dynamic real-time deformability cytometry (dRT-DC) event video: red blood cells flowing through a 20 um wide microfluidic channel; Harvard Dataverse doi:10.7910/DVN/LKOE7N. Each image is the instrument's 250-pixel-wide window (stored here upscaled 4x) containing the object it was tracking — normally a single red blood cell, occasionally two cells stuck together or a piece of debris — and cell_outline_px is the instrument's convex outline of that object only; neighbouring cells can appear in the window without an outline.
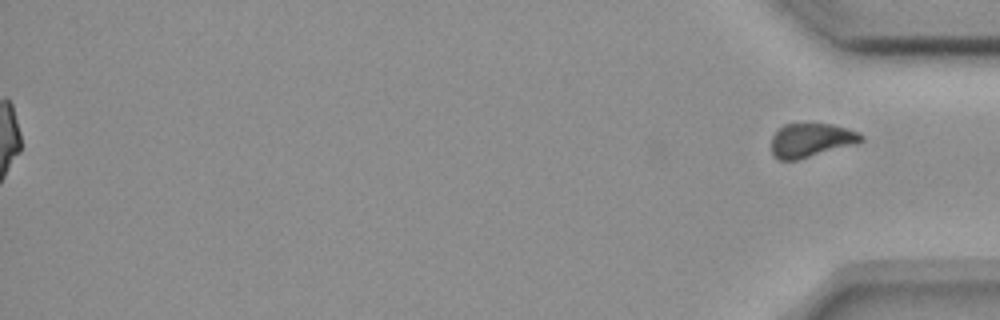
{"species": "common noctule bat (a hibernating species)", "species_latin": "Nyctalus noctula", "temperature_condition": "room temperature", "stored_images_in_passage": 51, "segment_of_instrument_passage": [2, 2], "camera_frame_rate_fps": 3000, "um_per_image_px": 0.085, "animal": {"sex": "female", "body_mass_g": 18.4}, "frame": {"image": 1, "passage_image": 51, "time_ms": 16.667, "image_size_px": [1000, 320], "cell_outline_px": [[864, 140], [856, 144], [796, 160], [780, 160], [772, 156], [772, 136], [784, 124], [832, 124], [860, 132], [864, 136]], "centroid_in_image_um": [68.96, 11.92], "position_along_channel_um": 366.2, "area_um2": 17.69}}